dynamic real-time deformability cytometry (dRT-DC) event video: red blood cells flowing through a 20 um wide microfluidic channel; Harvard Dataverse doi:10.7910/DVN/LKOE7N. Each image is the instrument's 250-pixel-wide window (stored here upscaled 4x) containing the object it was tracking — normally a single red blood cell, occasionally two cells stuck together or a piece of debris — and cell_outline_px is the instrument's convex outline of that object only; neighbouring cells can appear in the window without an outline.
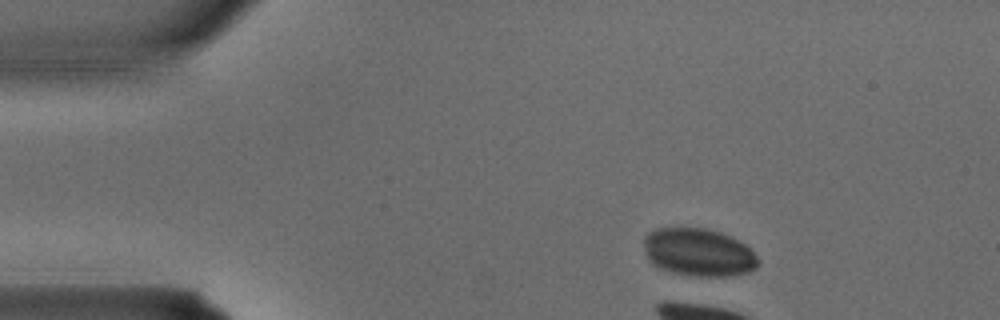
{"species": "common noctule bat (a hibernating species)", "species_latin": "Nyctalus noctula", "temperature_condition": "warm", "stored_images_in_passage": 3, "camera_frame_rate_fps": 3000, "um_per_image_px": 0.085, "animal": {"sex": "male", "body_mass_g": 15.6}, "frame": {"image": 1, "passage_image": 1, "time_ms": 0.0, "image_size_px": [1000, 320], "cell_outline_px": [[760, 264], [756, 268], [748, 272], [724, 276], [696, 276], [668, 272], [652, 264], [648, 260], [644, 252], [644, 236], [648, 232], [656, 228], [704, 228], [720, 232], [744, 244], [760, 260]], "centroid_in_image_um": [59.33, 21.45], "position_along_channel_um": 25.7, "area_um2": 31.91}}
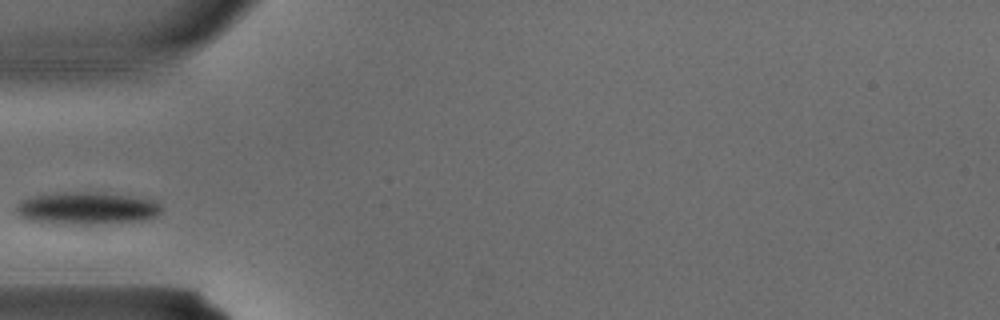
{"frame": {"image": 2, "passage_image": 3, "time_ms": 0.667, "image_size_px": [1000, 320], "cell_outline_px": [[160, 212], [156, 216], [148, 220], [120, 224], [76, 228], [24, 220], [16, 216], [16, 204], [20, 200], [32, 196], [56, 192], [96, 192], [152, 200], [160, 204]], "centroid_in_image_um": [7.28, 17.79], "position_along_channel_um": 77.7, "area_um2": 29.19}}